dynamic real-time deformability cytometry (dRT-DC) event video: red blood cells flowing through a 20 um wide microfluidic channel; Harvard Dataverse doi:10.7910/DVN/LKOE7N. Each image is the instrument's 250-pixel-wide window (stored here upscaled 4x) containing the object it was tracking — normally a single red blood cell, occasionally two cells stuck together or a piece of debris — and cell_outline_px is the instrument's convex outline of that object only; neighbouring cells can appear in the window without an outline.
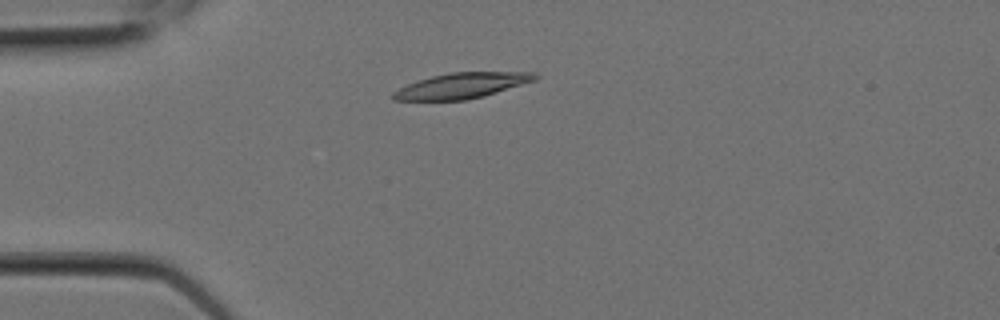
{"species": "Egyptian fruit bat (a non-hibernating species)", "species_latin": "Rousettus aegyptiacus", "temperature_condition": "room temperature", "stored_images_in_passage": 6, "camera_frame_rate_fps": 3000, "um_per_image_px": 0.085, "animal": {"sex": "female"}, "frame": {"image": 1, "passage_image": 4, "time_ms": 1.0, "image_size_px": [1000, 320], "cell_outline_px": [[540, 76], [536, 80], [484, 96], [464, 100], [392, 100], [392, 92], [408, 84], [432, 76], [448, 72], [536, 72]], "centroid_in_image_um": [39.28, 7.27], "position_along_channel_um": 45.7, "area_um2": 20.98}}
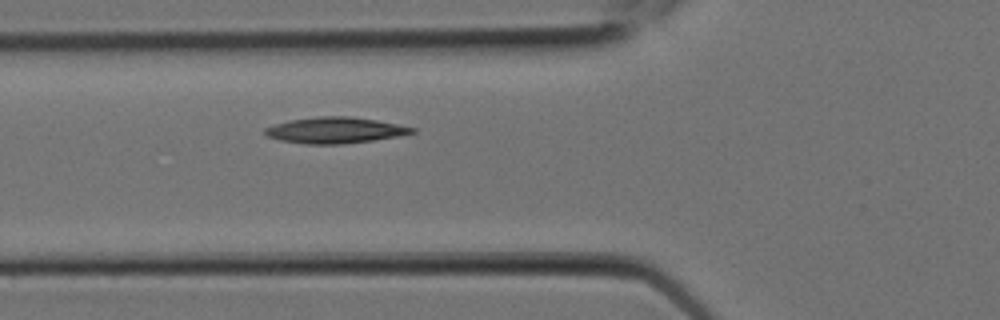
{"frame": {"image": 2, "passage_image": 6, "time_ms": 1.667, "image_size_px": [1000, 320], "cell_outline_px": [[416, 132], [396, 136], [372, 140], [340, 144], [304, 144], [280, 140], [268, 136], [264, 132], [264, 128], [288, 120], [320, 116], [348, 116], [376, 120], [416, 128]], "centroid_in_image_um": [28.45, 11.07], "position_along_channel_um": 97.3, "area_um2": 22.08}}